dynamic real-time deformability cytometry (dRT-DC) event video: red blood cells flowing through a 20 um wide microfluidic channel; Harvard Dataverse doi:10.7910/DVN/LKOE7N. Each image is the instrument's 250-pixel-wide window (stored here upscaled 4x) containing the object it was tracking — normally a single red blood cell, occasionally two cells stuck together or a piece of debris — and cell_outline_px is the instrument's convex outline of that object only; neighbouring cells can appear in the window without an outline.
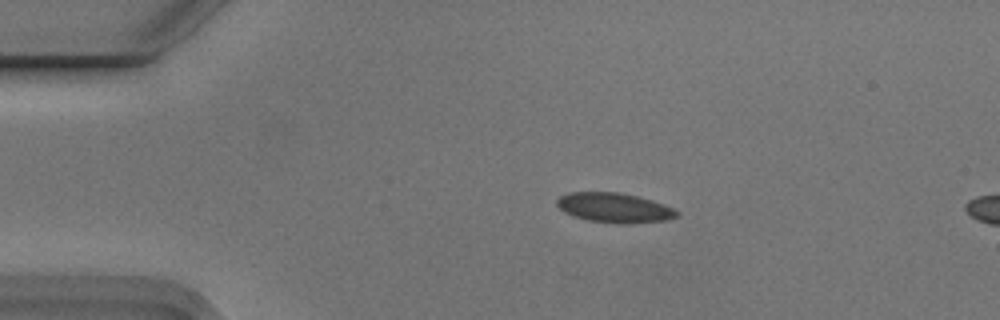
{"species": "Egyptian fruit bat (a non-hibernating species)", "species_latin": "Rousettus aegyptiacus", "temperature_condition": "cold", "stored_images_in_passage": 4, "camera_frame_rate_fps": 3000, "um_per_image_px": 0.085, "animal": {"sex": "male"}, "frame": {"image": 1, "passage_image": 2, "time_ms": 0.333, "image_size_px": [1000, 320], "cell_outline_px": [[680, 216], [668, 220], [632, 224], [620, 224], [588, 220], [572, 216], [564, 212], [556, 204], [556, 200], [560, 196], [568, 192], [616, 192], [636, 196], [652, 200], [664, 204], [680, 212]], "centroid_in_image_um": [52.24, 17.67], "position_along_channel_um": 32.8, "area_um2": 20.98}}